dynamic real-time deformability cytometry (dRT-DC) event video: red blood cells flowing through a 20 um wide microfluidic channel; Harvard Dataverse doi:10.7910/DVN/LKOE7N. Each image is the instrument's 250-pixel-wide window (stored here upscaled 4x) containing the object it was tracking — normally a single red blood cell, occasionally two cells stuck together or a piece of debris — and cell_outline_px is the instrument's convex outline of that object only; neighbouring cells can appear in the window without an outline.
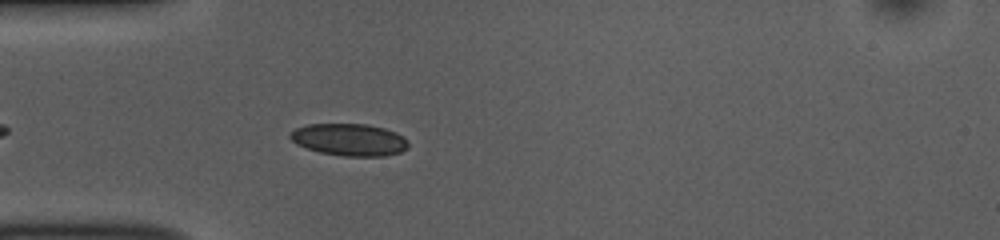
{"species": "common noctule bat (a hibernating species)", "species_latin": "Nyctalus noctula", "temperature_condition": "room temperature", "stored_images_in_passage": 21, "camera_frame_rate_fps": 3000, "um_per_image_px": 0.085, "animal": {"sex": "female", "body_mass_g": 10.0, "forearm_length_mm": 53.1}, "frame": {"image": 1, "passage_image": 7, "time_ms": 2.0, "image_size_px": [1000, 240], "cell_outline_px": [[404, 148], [396, 152], [328, 152], [312, 148], [296, 140], [292, 136], [292, 132], [300, 128], [316, 124], [356, 124], [376, 128], [392, 132], [400, 136], [404, 140]], "centroid_in_image_um": [29.63, 11.77], "position_along_channel_um": 55.4, "area_um2": 18.44}}
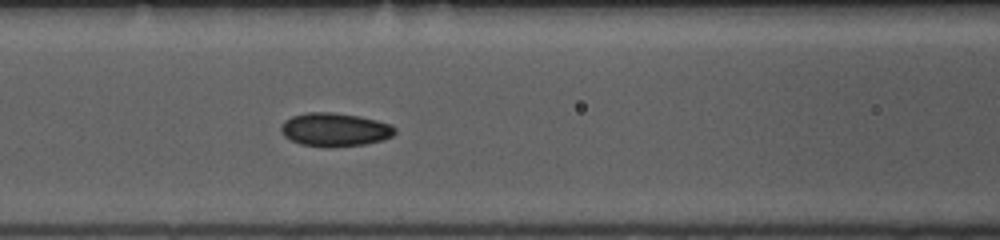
{"frame": {"image": 2, "passage_image": 14, "time_ms": 4.333, "image_size_px": [1000, 240], "cell_outline_px": [[392, 132], [388, 136], [376, 140], [352, 144], [308, 144], [296, 140], [288, 136], [284, 132], [284, 124], [288, 120], [296, 116], [352, 116], [384, 124], [392, 128]], "centroid_in_image_um": [28.46, 11.04], "position_along_channel_um": 138.1, "area_um2": 18.09}}
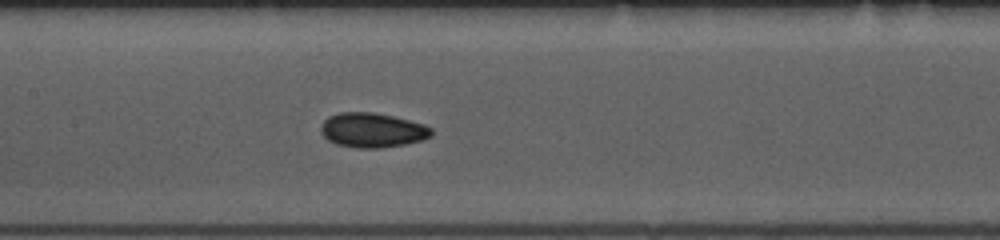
{"frame": {"image": 3, "passage_image": 17, "time_ms": 5.333, "image_size_px": [1000, 240], "cell_outline_px": [[428, 136], [416, 140], [396, 144], [344, 144], [332, 140], [324, 132], [324, 124], [332, 116], [384, 116], [404, 120], [428, 128]], "centroid_in_image_um": [31.68, 11.07], "position_along_channel_um": 175.7, "area_um2": 17.69}}